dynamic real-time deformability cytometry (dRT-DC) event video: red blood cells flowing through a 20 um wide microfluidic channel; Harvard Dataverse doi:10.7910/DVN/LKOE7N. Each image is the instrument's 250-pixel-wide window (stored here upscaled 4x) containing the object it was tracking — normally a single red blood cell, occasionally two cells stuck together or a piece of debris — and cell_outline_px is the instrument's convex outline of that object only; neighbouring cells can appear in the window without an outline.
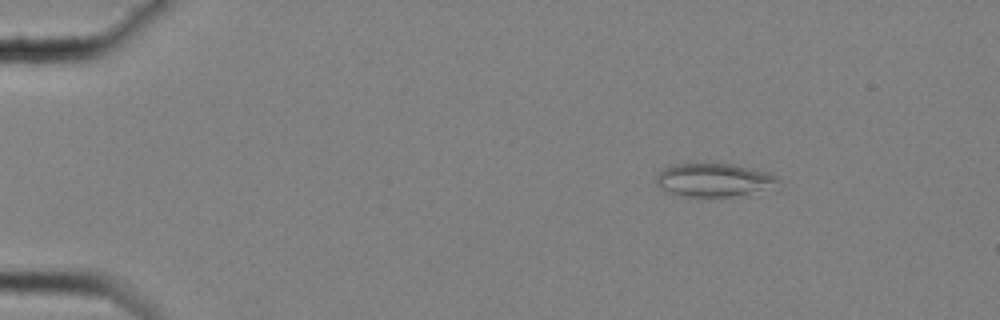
{"species": "common noctule bat (a hibernating species)", "species_latin": "Nyctalus noctula", "temperature_condition": "cold", "stored_images_in_passage": 52, "camera_frame_rate_fps": 3000, "um_per_image_px": 0.085, "animal": {"sex": "female", "body_mass_g": 25.1}, "frame": {"image": 1, "passage_image": 2, "time_ms": 0.333, "image_size_px": [1000, 320], "cell_outline_px": [[780, 188], [776, 192], [732, 196], [680, 196], [660, 188], [656, 184], [656, 176], [664, 168], [676, 164], [732, 164], [768, 172], [780, 176]], "centroid_in_image_um": [60.88, 15.33], "position_along_channel_um": 24.1, "area_um2": 24.45}}
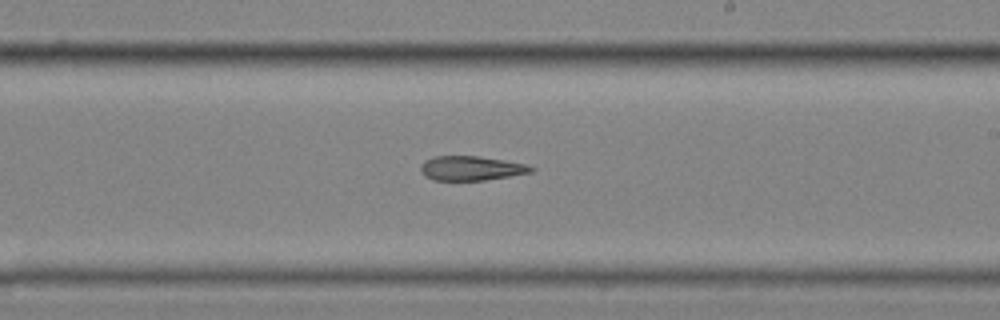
{"frame": {"image": 2, "passage_image": 29, "time_ms": 9.333, "image_size_px": [1000, 320], "cell_outline_px": [[536, 168], [532, 172], [484, 180], [432, 180], [424, 176], [420, 172], [420, 164], [424, 160], [436, 156], [480, 156], [504, 160], [524, 164]], "centroid_in_image_um": [39.99, 14.3], "position_along_channel_um": 249.0, "area_um2": 15.72}}
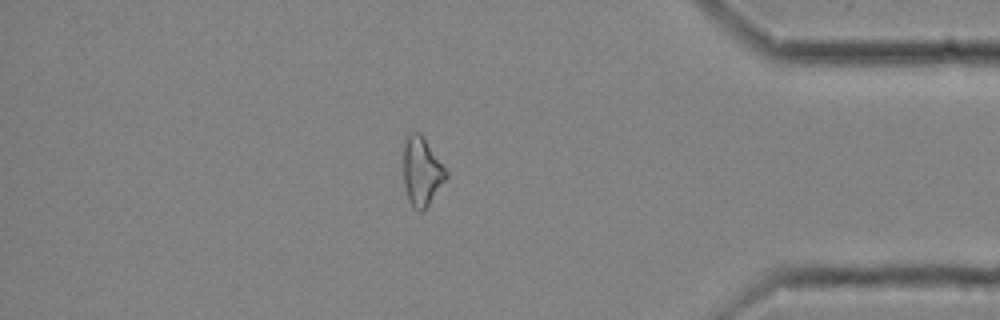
{"frame": {"image": 3, "passage_image": 44, "time_ms": 14.333, "image_size_px": [1000, 320], "cell_outline_px": [[448, 176], [424, 212], [420, 212], [408, 200], [404, 184], [404, 144], [408, 132], [420, 132], [448, 172]], "centroid_in_image_um": [35.85, 14.57], "position_along_channel_um": 399.4, "area_um2": 16.99}}